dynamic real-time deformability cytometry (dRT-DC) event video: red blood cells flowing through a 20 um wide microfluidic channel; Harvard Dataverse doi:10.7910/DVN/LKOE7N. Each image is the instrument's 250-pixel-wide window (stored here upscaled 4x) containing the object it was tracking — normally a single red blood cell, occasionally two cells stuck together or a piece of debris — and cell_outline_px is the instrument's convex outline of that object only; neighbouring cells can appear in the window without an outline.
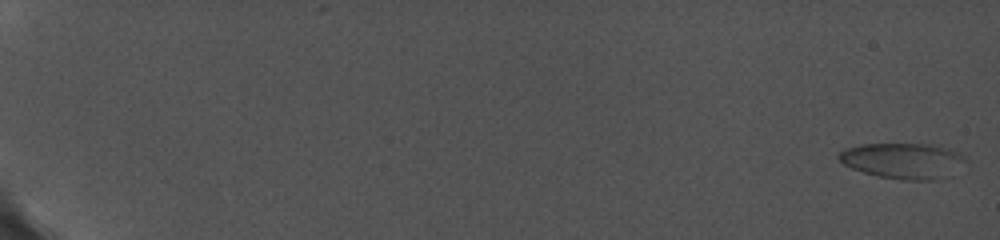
{"species": "common noctule bat (a hibernating species)", "species_latin": "Nyctalus noctula", "temperature_condition": "cold", "stored_images_in_passage": 51, "camera_frame_rate_fps": 5000, "um_per_image_px": 0.085, "animal": {"sex": "female", "body_mass_g": 19.0, "forearm_length_mm": 56.7}, "frame": {"image": 1, "passage_image": 1, "time_ms": 0.0, "image_size_px": [1000, 240], "cell_outline_px": [[968, 172], [936, 180], [900, 180], [876, 176], [852, 168], [844, 164], [836, 156], [840, 152], [848, 148], [864, 144], [916, 144], [936, 148], [948, 152], [968, 160]], "centroid_in_image_um": [76.83, 13.73], "position_along_channel_um": 8.2, "area_um2": 26.3}}
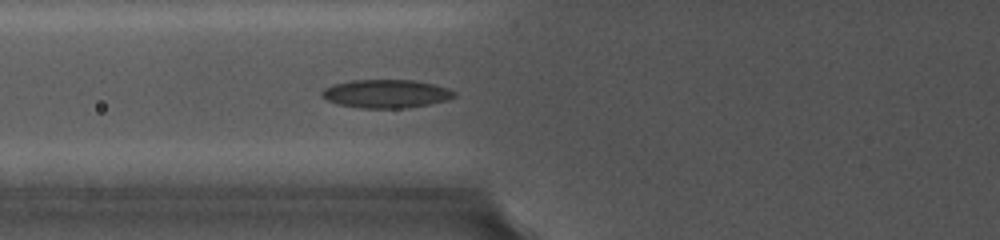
{"frame": {"image": 2, "passage_image": 27, "time_ms": 9.0, "image_size_px": [1000, 240], "cell_outline_px": [[456, 96], [448, 100], [428, 104], [404, 108], [360, 108], [340, 104], [328, 100], [320, 96], [320, 92], [324, 88], [332, 84], [352, 80], [412, 80], [432, 84], [448, 88], [456, 92]], "centroid_in_image_um": [32.8, 7.96], "position_along_channel_um": 93.0, "area_um2": 21.85}}
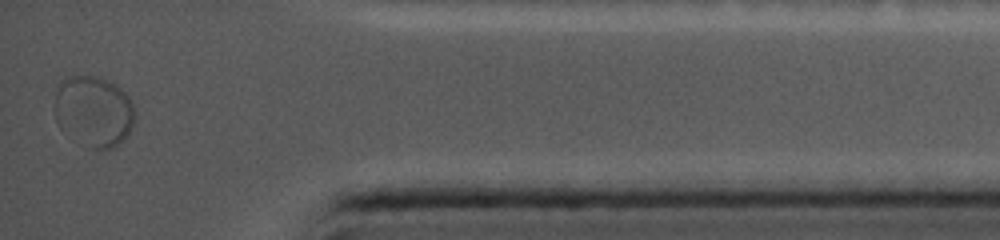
{"frame": {"image": 3, "passage_image": 51, "time_ms": 18.8, "image_size_px": [1000, 240], "cell_outline_px": [[136, 116], [132, 128], [112, 148], [92, 148], [60, 128], [56, 120], [56, 92], [60, 80], [64, 76], [96, 76], [108, 80], [116, 84], [128, 96], [132, 104]], "centroid_in_image_um": [7.97, 9.4], "position_along_channel_um": 427.2, "area_um2": 32.66}}